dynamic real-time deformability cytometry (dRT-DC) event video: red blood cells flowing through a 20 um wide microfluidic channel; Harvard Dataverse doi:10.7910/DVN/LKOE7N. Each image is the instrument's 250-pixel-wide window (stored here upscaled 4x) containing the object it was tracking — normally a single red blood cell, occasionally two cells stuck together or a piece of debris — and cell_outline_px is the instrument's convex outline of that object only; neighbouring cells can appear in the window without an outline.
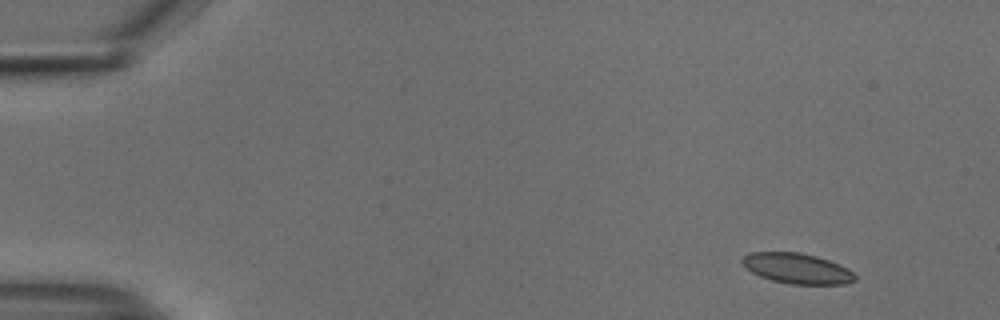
{"species": "common noctule bat (a hibernating species)", "species_latin": "Nyctalus noctula", "temperature_condition": "cold", "stored_images_in_passage": 50, "camera_frame_rate_fps": 3000, "um_per_image_px": 0.085, "animal": {"sex": "male", "body_mass_g": 18.8}, "frame": {"image": 1, "passage_image": 1, "time_ms": 0.0, "image_size_px": [1000, 320], "cell_outline_px": [[856, 280], [844, 284], [788, 284], [772, 280], [760, 276], [752, 272], [740, 260], [748, 252], [800, 252], [816, 256], [840, 264], [848, 268], [856, 276]], "centroid_in_image_um": [67.76, 22.81], "position_along_channel_um": 17.2, "area_um2": 19.94}}
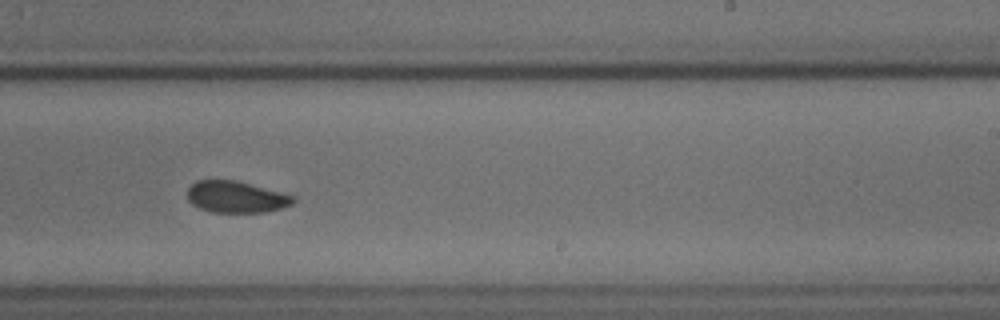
{"frame": {"image": 2, "passage_image": 30, "time_ms": 9.667, "image_size_px": [1000, 320], "cell_outline_px": [[296, 200], [292, 204], [280, 208], [264, 212], [212, 212], [200, 208], [192, 204], [188, 200], [188, 188], [196, 180], [236, 180], [292, 196]], "centroid_in_image_um": [20.02, 16.74], "position_along_channel_um": 269.0, "area_um2": 19.13}}
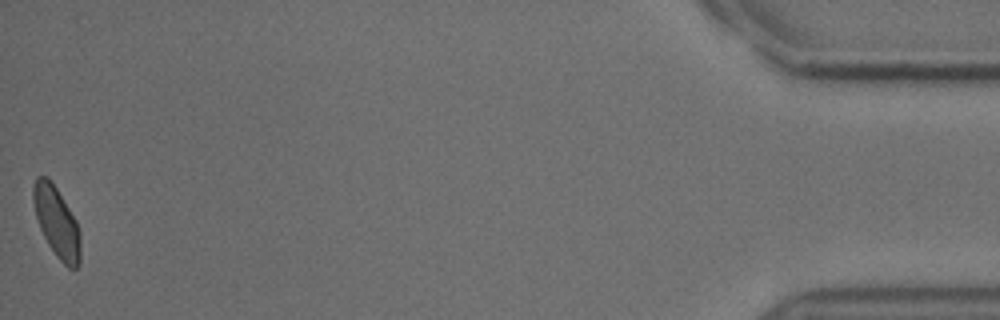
{"frame": {"image": 3, "passage_image": 50, "time_ms": 16.333, "image_size_px": [1000, 320], "cell_outline_px": [[80, 264], [76, 268], [68, 268], [56, 256], [48, 244], [40, 228], [36, 216], [32, 200], [32, 188], [36, 176], [48, 176], [56, 188], [76, 220], [80, 232]], "centroid_in_image_um": [4.81, 18.87], "position_along_channel_um": 430.4, "area_um2": 19.36}, "authors_computed_cell_mechanics": {"area_um2": 20.23, "velocity_mm_per_s": 3.7478, "shape_relaxation_time_tau1_ms": 6.7377, "shape_relaxation_time_tau2_ms": 2.5411, "deformation_change_tau1": 0.0658, "deformation_change_tau2": 0.0561}}